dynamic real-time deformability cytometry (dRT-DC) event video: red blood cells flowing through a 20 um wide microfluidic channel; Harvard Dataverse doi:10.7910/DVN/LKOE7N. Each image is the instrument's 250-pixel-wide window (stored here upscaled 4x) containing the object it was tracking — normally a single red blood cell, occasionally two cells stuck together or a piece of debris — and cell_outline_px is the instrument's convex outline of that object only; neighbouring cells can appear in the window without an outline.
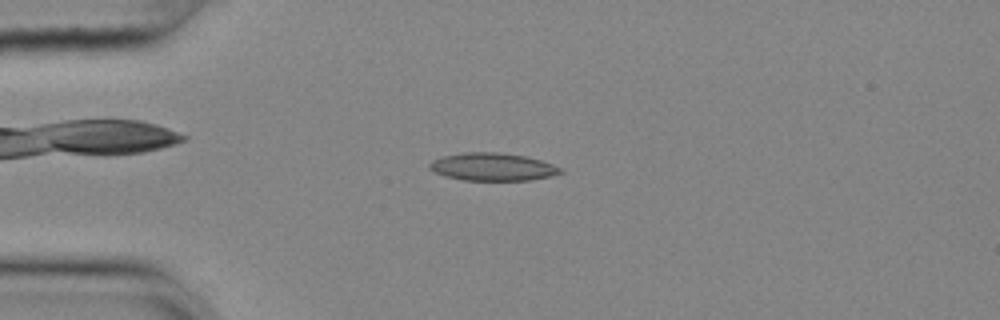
{"species": "common noctule bat (a hibernating species)", "species_latin": "Nyctalus noctula", "temperature_condition": "cold", "stored_images_in_passage": 54, "camera_frame_rate_fps": 3000, "um_per_image_px": 0.085, "animal": {"sex": "female", "body_mass_g": 25.1}, "frame": {"image": 1, "passage_image": 13, "time_ms": 4.0, "image_size_px": [1000, 320], "cell_outline_px": [[564, 172], [552, 176], [528, 180], [464, 180], [444, 176], [428, 168], [428, 164], [432, 160], [444, 156], [464, 152], [500, 152], [524, 156], [540, 160], [564, 168]], "centroid_in_image_um": [41.89, 14.18], "position_along_channel_um": 43.1, "area_um2": 21.21}}
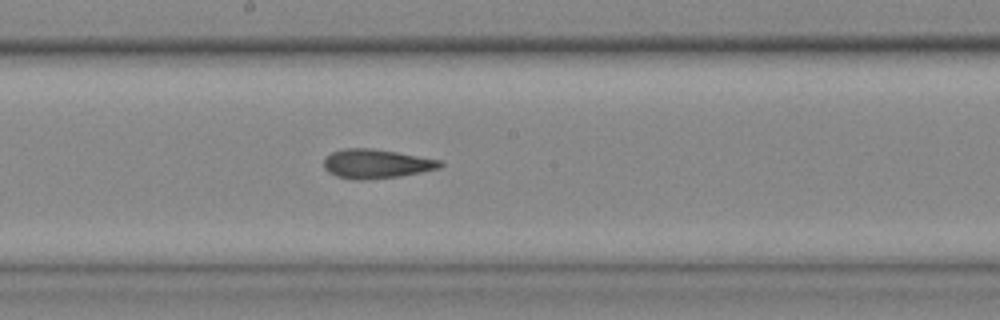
{"frame": {"image": 2, "passage_image": 29, "time_ms": 9.333, "image_size_px": [1000, 320], "cell_outline_px": [[444, 164], [440, 168], [400, 176], [368, 180], [356, 180], [336, 176], [328, 172], [324, 168], [324, 160], [332, 152], [344, 148], [372, 148], [396, 152], [440, 160]], "centroid_in_image_um": [31.97, 13.93], "position_along_channel_um": 216.2, "area_um2": 19.71}}
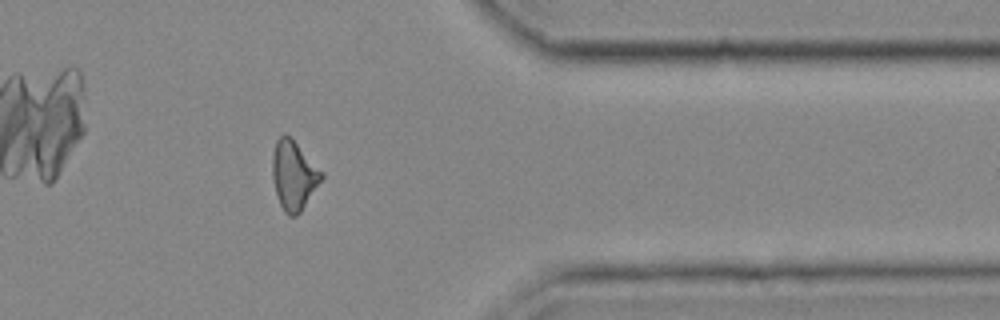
{"frame": {"image": 3, "passage_image": 44, "time_ms": 14.333, "image_size_px": [1000, 320], "cell_outline_px": [[324, 176], [300, 212], [296, 216], [288, 216], [284, 212], [280, 204], [276, 192], [272, 176], [272, 156], [276, 140], [284, 132], [292, 136], [324, 172]], "centroid_in_image_um": [24.97, 14.84], "position_along_channel_um": 386.4, "area_um2": 20.06}, "authors_computed_cell_mechanics": {"area_um2": 19.8254, "velocity_mm_per_s": 3.683, "shape_relaxation_time_tau1_ms": 8.1612, "shape_relaxation_time_tau2_ms": 2.5063, "deformation_change_tau1": 0.2069, "deformation_change_tau2": 0.1178}}